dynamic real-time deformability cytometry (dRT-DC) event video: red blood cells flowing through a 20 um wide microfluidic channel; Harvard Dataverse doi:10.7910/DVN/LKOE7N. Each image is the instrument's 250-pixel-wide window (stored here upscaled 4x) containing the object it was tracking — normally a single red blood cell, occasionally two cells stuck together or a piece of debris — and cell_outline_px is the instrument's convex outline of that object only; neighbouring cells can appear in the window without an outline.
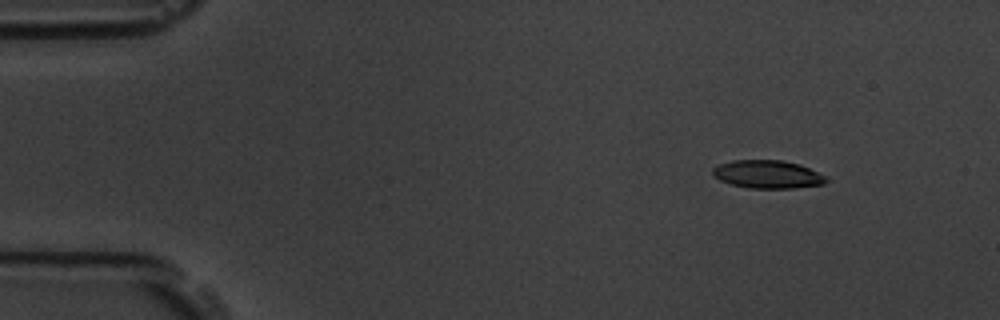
{"species": "common noctule bat (a hibernating species)", "species_latin": "Nyctalus noctula", "temperature_condition": "room temperature", "stored_images_in_passage": 6, "camera_frame_rate_fps": 3000, "um_per_image_px": 0.085, "animal": {"sex": "male", "body_mass_g": 19.5, "forearm_length_mm": 54.6}, "frame": {"image": 1, "passage_image": 2, "time_ms": 0.333, "image_size_px": [1000, 320], "cell_outline_px": [[828, 180], [824, 184], [796, 188], [748, 188], [732, 184], [720, 180], [712, 172], [712, 168], [720, 164], [732, 160], [780, 160], [800, 164], [824, 176]], "centroid_in_image_um": [65.24, 14.82], "position_along_channel_um": 19.8, "area_um2": 18.38}}
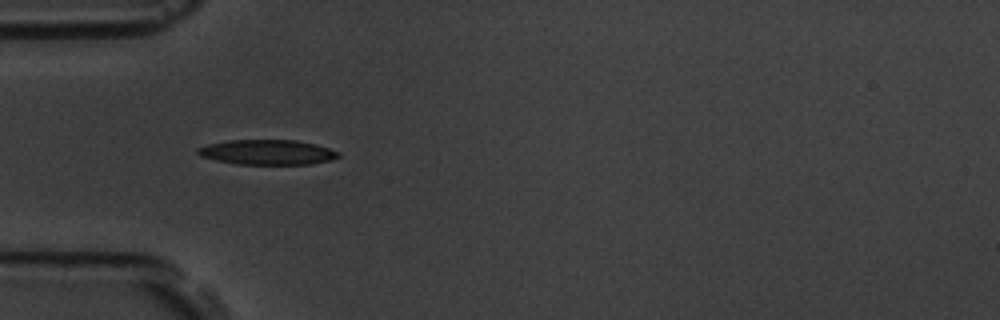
{"frame": {"image": 2, "passage_image": 5, "time_ms": 1.333, "image_size_px": [1000, 320], "cell_outline_px": [[340, 156], [332, 160], [308, 164], [236, 164], [216, 160], [200, 156], [196, 152], [196, 148], [208, 144], [228, 140], [296, 140], [316, 144], [340, 152]], "centroid_in_image_um": [22.72, 12.93], "position_along_channel_um": 62.3, "area_um2": 20.52}}
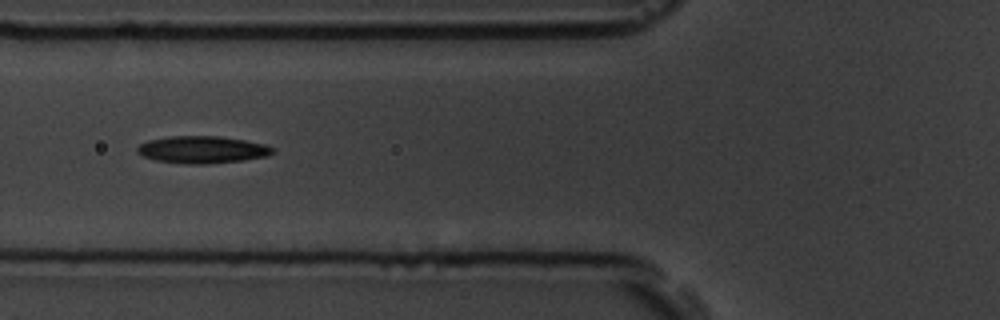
{"frame": {"image": 3, "passage_image": 6, "time_ms": 1.667, "image_size_px": [1000, 320], "cell_outline_px": [[276, 152], [268, 156], [244, 160], [208, 164], [188, 164], [156, 160], [144, 156], [136, 152], [136, 148], [140, 144], [148, 140], [172, 136], [220, 136], [244, 140], [264, 144], [276, 148]], "centroid_in_image_um": [17.24, 12.72], "position_along_channel_um": 108.6, "area_um2": 21.56}}